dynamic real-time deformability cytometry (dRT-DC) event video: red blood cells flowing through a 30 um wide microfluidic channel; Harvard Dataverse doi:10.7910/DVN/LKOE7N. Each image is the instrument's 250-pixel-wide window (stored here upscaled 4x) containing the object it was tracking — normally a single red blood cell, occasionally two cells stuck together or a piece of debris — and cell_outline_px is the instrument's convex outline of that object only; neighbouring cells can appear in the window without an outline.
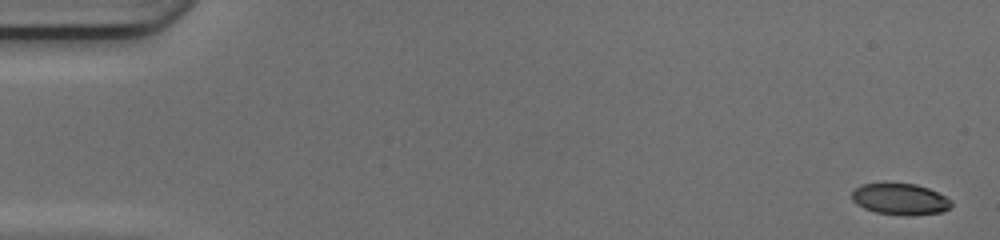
{"species": "common noctule bat (a hibernating species)", "species_latin": "Nyctalus noctula", "temperature_condition": "cold", "stored_images_in_passage": 49, "camera_frame_rate_fps": 3000, "um_per_image_px": 0.085, "animal": {"sex": "female", "body_mass_g": 17.0, "forearm_length_mm": 48.0}, "frame": {"image": 1, "passage_image": 1, "time_ms": 0.0, "image_size_px": [1000, 240], "cell_outline_px": [[952, 204], [948, 208], [940, 212], [908, 216], [876, 212], [864, 208], [856, 204], [852, 200], [852, 192], [856, 188], [864, 184], [916, 184], [928, 188], [952, 200]], "centroid_in_image_um": [76.51, 16.94], "position_along_channel_um": 8.5, "area_um2": 17.86}}
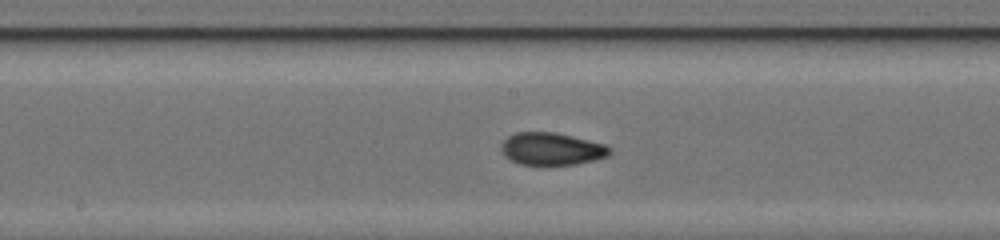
{"frame": {"image": 2, "passage_image": 26, "time_ms": 8.333, "image_size_px": [1000, 240], "cell_outline_px": [[612, 152], [608, 156], [596, 160], [576, 164], [520, 164], [504, 156], [500, 148], [500, 144], [508, 136], [516, 132], [556, 132], [604, 144], [612, 148]], "centroid_in_image_um": [46.89, 12.64], "position_along_channel_um": 201.3, "area_um2": 20.52}}
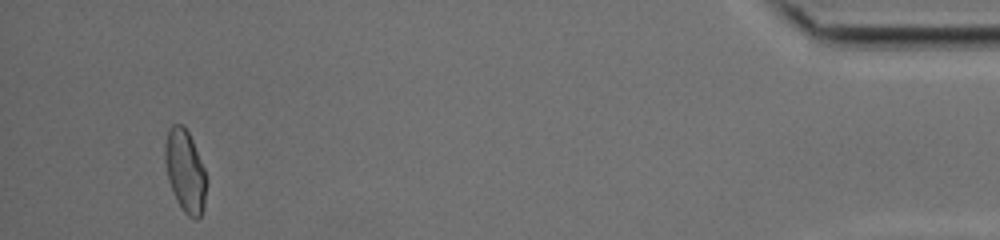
{"frame": {"image": 3, "passage_image": 47, "time_ms": 15.333, "image_size_px": [1000, 240], "cell_outline_px": [[208, 180], [204, 208], [200, 216], [196, 220], [188, 216], [184, 212], [176, 200], [168, 180], [164, 160], [164, 144], [168, 128], [172, 124], [184, 124], [192, 140], [208, 176]], "centroid_in_image_um": [15.75, 14.53], "position_along_channel_um": 419.5, "area_um2": 20.4}, "authors_computed_cell_mechanics": {"area_um2": 19.8832, "velocity_mm_per_s": 4.2149, "shape_relaxation_time_tau1_ms": 6.3826, "shape_relaxation_time_tau2_ms": 2.1988, "deformation_change_tau1": 0.1867, "deformation_change_tau2": 0.0646}}